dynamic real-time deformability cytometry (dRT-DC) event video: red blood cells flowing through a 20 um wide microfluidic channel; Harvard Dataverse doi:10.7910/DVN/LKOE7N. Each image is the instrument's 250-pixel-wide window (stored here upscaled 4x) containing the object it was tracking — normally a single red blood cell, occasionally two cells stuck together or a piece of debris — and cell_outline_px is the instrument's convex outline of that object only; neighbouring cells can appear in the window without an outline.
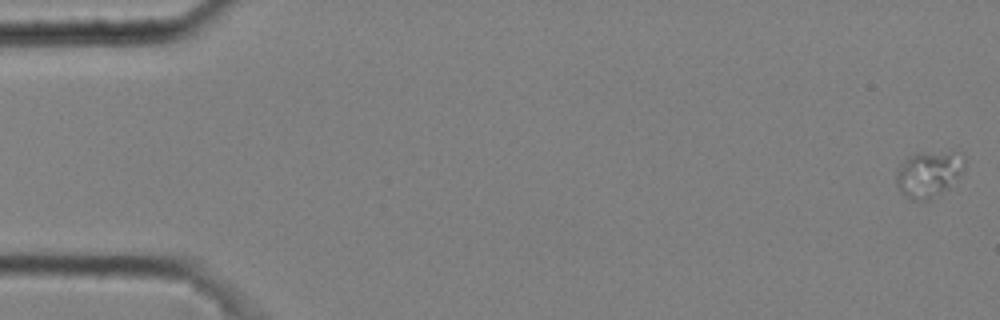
{"species": "common noctule bat (a hibernating species)", "species_latin": "Nyctalus noctula", "temperature_condition": "cold", "stored_images_in_passage": 5, "camera_frame_rate_fps": 3000, "um_per_image_px": 0.085, "animal": {"sex": "male", "body_mass_g": 20.4}, "frame": {"image": 1, "passage_image": 5, "time_ms": 1.333, "image_size_px": [1000, 320], "cell_outline_px": [[964, 168], [944, 188], [928, 200], [908, 200], [896, 184], [896, 172], [900, 164], [908, 156], [916, 152], [952, 152], [964, 156]], "centroid_in_image_um": [78.85, 14.76], "position_along_channel_um": 6.2, "area_um2": 17.8}}